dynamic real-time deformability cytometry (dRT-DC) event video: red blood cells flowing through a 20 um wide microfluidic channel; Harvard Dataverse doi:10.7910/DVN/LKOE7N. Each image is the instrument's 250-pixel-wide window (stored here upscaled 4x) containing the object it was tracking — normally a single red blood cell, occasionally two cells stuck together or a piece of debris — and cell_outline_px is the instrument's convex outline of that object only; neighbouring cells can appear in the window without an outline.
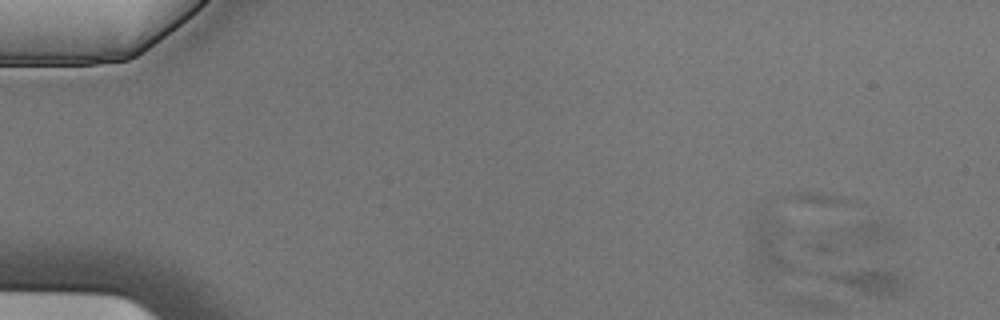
{"species": "Egyptian fruit bat (a non-hibernating species)", "species_latin": "Rousettus aegyptiacus", "temperature_condition": "cold", "stored_images_in_passage": 10, "segment_of_instrument_passage": [1, 2], "camera_frame_rate_fps": 3000, "um_per_image_px": 0.085, "animal": {"sex": "male"}, "frame": {"image": 1, "passage_image": 1, "time_ms": 0.0, "image_size_px": [1000, 320], "cell_outline_px": [[892, 240], [880, 244], [828, 256], [808, 248], [804, 244], [808, 240], [832, 228], [852, 224], [880, 224], [888, 228], [892, 236]], "centroid_in_image_um": [72.18, 20.28], "position_along_channel_um": 12.8, "area_um2": 13.12}}